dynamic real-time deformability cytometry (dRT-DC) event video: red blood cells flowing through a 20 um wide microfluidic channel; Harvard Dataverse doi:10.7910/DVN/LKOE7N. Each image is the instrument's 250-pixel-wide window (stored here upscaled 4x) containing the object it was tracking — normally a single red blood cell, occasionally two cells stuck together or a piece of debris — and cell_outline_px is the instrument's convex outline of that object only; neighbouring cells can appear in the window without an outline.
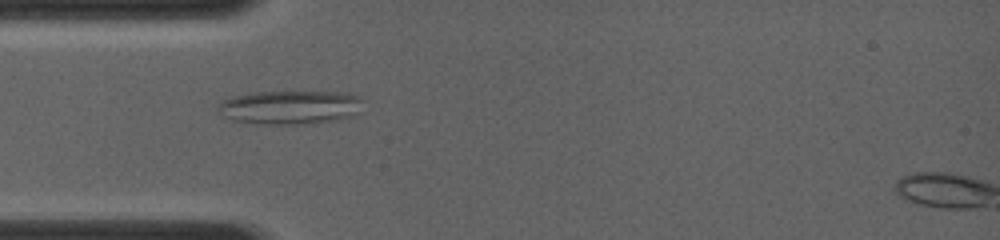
{"species": "common noctule bat (a hibernating species)", "species_latin": "Nyctalus noctula", "temperature_condition": "room temperature", "stored_images_in_passage": 7, "camera_frame_rate_fps": 4000, "um_per_image_px": 0.085, "animal": {"sex": "female", "body_mass_g": 19.0, "forearm_length_mm": 56.7}, "frame": {"image": 1, "passage_image": 6, "time_ms": 3.5, "image_size_px": [1000, 240], "cell_outline_px": [[364, 100], [360, 112], [352, 116], [336, 120], [296, 124], [260, 124], [232, 120], [224, 116], [216, 108], [224, 100], [232, 96], [248, 92], [348, 92], [360, 96]], "centroid_in_image_um": [24.7, 9.11], "position_along_channel_um": 60.3, "area_um2": 28.78}}
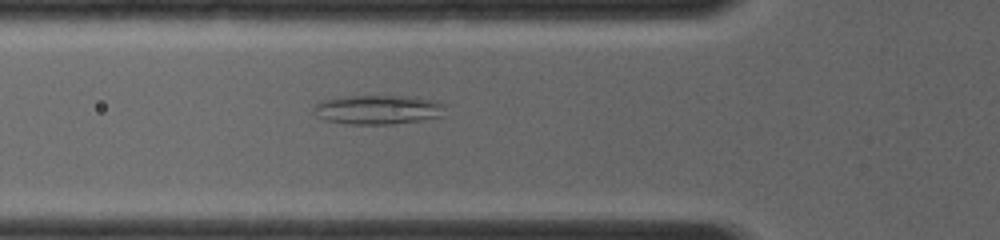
{"frame": {"image": 2, "passage_image": 7, "time_ms": 4.25, "image_size_px": [1000, 240], "cell_outline_px": [[448, 104], [440, 116], [420, 120], [392, 124], [348, 124], [324, 120], [316, 116], [312, 108], [316, 104], [324, 100], [344, 96], [404, 96], [432, 100]], "centroid_in_image_um": [32.1, 9.32], "position_along_channel_um": 93.7, "area_um2": 22.37}}